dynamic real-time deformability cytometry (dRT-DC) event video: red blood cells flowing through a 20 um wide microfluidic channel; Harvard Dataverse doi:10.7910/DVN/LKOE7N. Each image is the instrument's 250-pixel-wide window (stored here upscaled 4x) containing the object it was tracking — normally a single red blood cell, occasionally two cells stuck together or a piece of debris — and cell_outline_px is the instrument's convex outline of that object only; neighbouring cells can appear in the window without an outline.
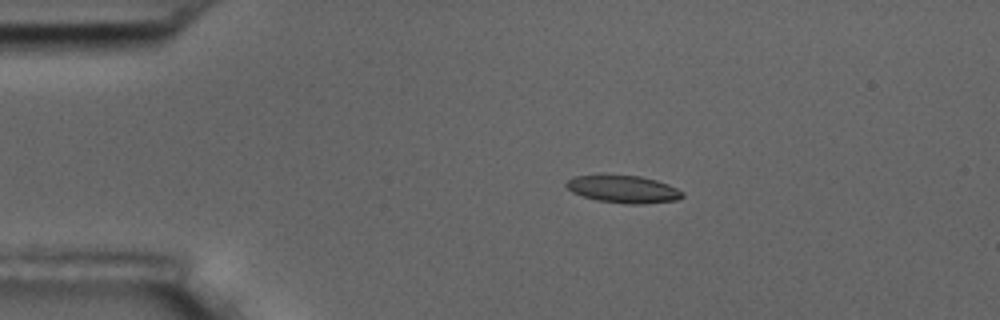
{"species": "common noctule bat (a hibernating species)", "species_latin": "Nyctalus noctula", "temperature_condition": "room temperature", "stored_images_in_passage": 8, "camera_frame_rate_fps": 3000, "um_per_image_px": 0.085, "animal": {"sex": "male", "body_mass_g": 17.5, "forearm_length_mm": 52.3}, "frame": {"image": 1, "passage_image": 4, "time_ms": 3.667, "image_size_px": [1000, 320], "cell_outline_px": [[684, 196], [676, 200], [644, 204], [628, 204], [596, 200], [572, 192], [564, 184], [568, 180], [576, 176], [604, 172], [640, 176], [656, 180], [668, 184], [684, 192]], "centroid_in_image_um": [52.95, 16.04], "position_along_channel_um": 32.0, "area_um2": 19.19}}
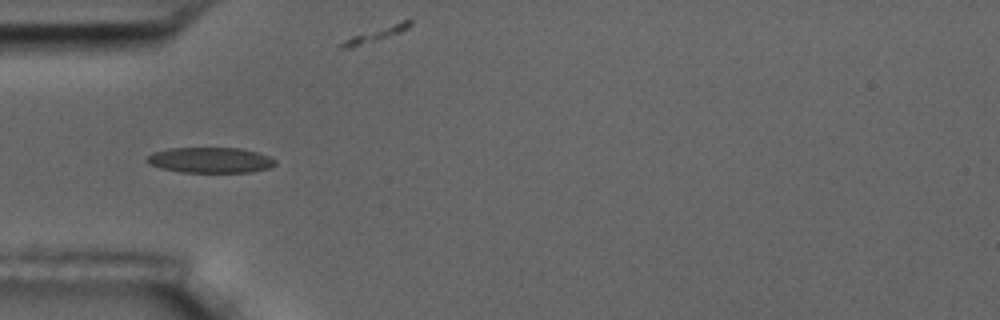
{"frame": {"image": 2, "passage_image": 6, "time_ms": 6.0, "image_size_px": [1000, 320], "cell_outline_px": [[276, 164], [268, 168], [252, 172], [180, 172], [160, 168], [148, 164], [144, 160], [152, 152], [168, 148], [240, 148], [256, 152], [268, 156], [276, 160]], "centroid_in_image_um": [17.83, 13.61], "position_along_channel_um": 67.2, "area_um2": 19.19}}